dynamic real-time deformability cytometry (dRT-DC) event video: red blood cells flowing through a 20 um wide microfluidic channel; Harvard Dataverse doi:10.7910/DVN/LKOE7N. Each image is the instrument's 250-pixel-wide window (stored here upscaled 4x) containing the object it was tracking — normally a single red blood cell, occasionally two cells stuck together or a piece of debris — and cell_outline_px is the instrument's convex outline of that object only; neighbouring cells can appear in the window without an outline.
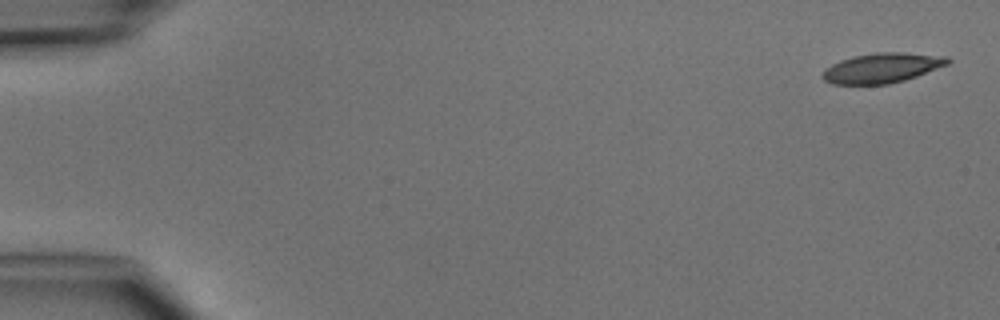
{"species": "common noctule bat (a hibernating species)", "species_latin": "Nyctalus noctula", "temperature_condition": "cold", "stored_images_in_passage": 4, "camera_frame_rate_fps": 3000, "um_per_image_px": 0.085, "animal": {"sex": "male", "body_mass_g": 15.6}, "frame": {"image": 1, "passage_image": 1, "time_ms": 0.0, "image_size_px": [1000, 320], "cell_outline_px": [[952, 60], [948, 64], [916, 76], [904, 80], [888, 84], [832, 84], [824, 80], [820, 76], [832, 64], [840, 60], [852, 56], [876, 52], [904, 52], [948, 56]], "centroid_in_image_um": [74.99, 5.76], "position_along_channel_um": 10.0, "area_um2": 21.79}}
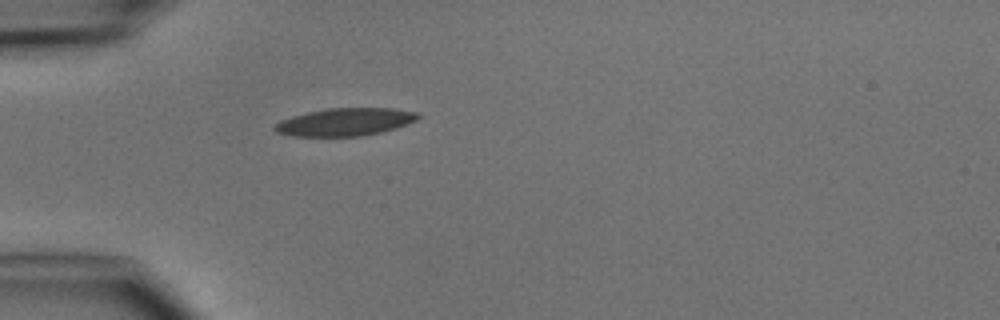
{"frame": {"image": 2, "passage_image": 4, "time_ms": 4.333, "image_size_px": [1000, 320], "cell_outline_px": [[424, 116], [408, 124], [396, 128], [380, 132], [360, 136], [292, 136], [276, 132], [272, 128], [280, 120], [292, 116], [308, 112], [328, 108], [392, 108], [420, 112]], "centroid_in_image_um": [29.38, 10.36], "position_along_channel_um": 55.6, "area_um2": 23.29}}